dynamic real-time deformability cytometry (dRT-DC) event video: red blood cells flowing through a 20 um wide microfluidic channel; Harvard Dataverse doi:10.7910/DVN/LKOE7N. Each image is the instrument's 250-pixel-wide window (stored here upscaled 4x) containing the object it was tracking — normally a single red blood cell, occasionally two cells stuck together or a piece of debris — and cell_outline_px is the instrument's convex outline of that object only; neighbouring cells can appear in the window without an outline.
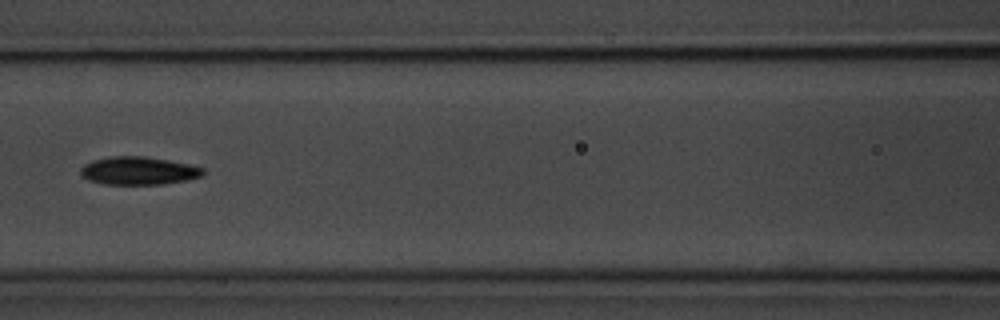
{"species": "common noctule bat (a hibernating species)", "species_latin": "Nyctalus noctula", "temperature_condition": "room temperature", "stored_images_in_passage": 9, "camera_frame_rate_fps": 3000, "um_per_image_px": 0.085, "animal": {"sex": "male", "body_mass_g": 20.1, "forearm_length_mm": 53.5}, "frame": {"image": 1, "passage_image": 7, "time_ms": 7.0, "image_size_px": [1000, 320], "cell_outline_px": [[204, 176], [184, 180], [160, 184], [104, 184], [88, 180], [80, 172], [80, 168], [84, 164], [92, 160], [112, 156], [144, 156], [168, 160], [188, 164], [204, 168]], "centroid_in_image_um": [11.76, 14.51], "position_along_channel_um": 154.8, "area_um2": 19.88}}
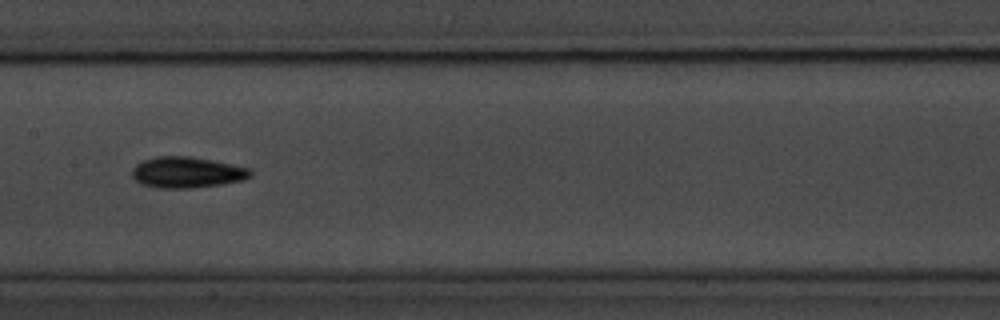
{"frame": {"image": 2, "passage_image": 8, "time_ms": 8.0, "image_size_px": [1000, 320], "cell_outline_px": [[252, 176], [244, 180], [220, 184], [188, 188], [160, 188], [144, 184], [136, 180], [132, 176], [132, 168], [136, 164], [144, 160], [156, 156], [188, 156], [212, 160], [248, 168], [252, 172]], "centroid_in_image_um": [15.88, 14.64], "position_along_channel_um": 191.5, "area_um2": 21.15}}